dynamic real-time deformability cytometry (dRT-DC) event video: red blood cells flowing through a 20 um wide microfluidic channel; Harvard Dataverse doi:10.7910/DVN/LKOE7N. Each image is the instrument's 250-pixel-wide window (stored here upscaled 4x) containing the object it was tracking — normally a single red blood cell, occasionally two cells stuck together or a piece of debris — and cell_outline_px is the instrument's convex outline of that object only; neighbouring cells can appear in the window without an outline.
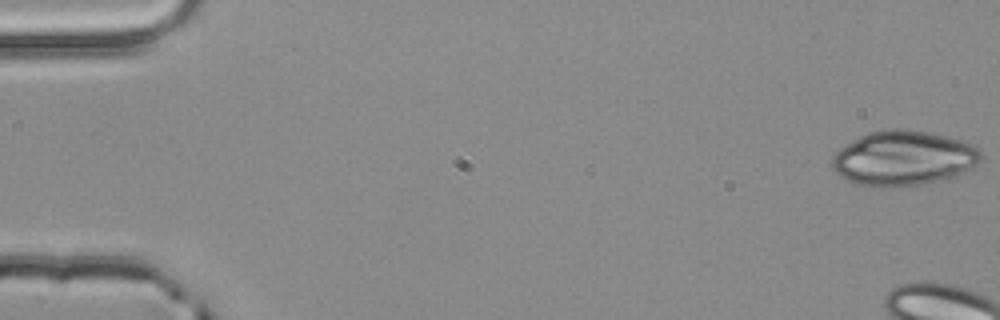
{"species": "common noctule bat (a hibernating species)", "species_latin": "Nyctalus noctula", "temperature_condition": "room temperature", "stored_images_in_passage": 5, "camera_frame_rate_fps": 3000, "um_per_image_px": 0.085, "animal": {"sex": "male", "body_mass_g": 20.4}, "frame": {"image": 1, "passage_image": 1, "time_ms": 0.0, "image_size_px": [1000, 320], "cell_outline_px": [[984, 156], [976, 164], [956, 176], [948, 180], [920, 184], [864, 184], [848, 180], [840, 176], [832, 168], [832, 156], [840, 148], [860, 136], [868, 132], [892, 128], [896, 128], [928, 132], [960, 140], [972, 144]], "centroid_in_image_um": [76.82, 13.41], "position_along_channel_um": 8.2, "area_um2": 46.53}}